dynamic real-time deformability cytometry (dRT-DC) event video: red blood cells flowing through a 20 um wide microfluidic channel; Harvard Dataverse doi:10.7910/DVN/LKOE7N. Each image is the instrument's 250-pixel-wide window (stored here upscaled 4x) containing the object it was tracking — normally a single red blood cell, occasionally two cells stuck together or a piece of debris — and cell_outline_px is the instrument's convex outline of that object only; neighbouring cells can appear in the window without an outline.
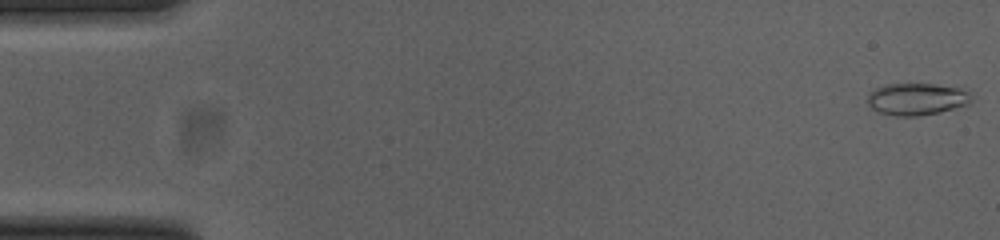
{"species": "common noctule bat (a hibernating species)", "species_latin": "Nyctalus noctula", "temperature_condition": "cold", "stored_images_in_passage": 52, "camera_frame_rate_fps": 3000, "um_per_image_px": 0.085, "animal": {"sex": "female", "body_mass_g": 23.0, "forearm_length_mm": 53.4}, "frame": {"image": 1, "passage_image": 1, "time_ms": 0.0, "image_size_px": [1000, 240], "cell_outline_px": [[972, 100], [968, 104], [920, 116], [896, 116], [880, 112], [872, 108], [868, 104], [868, 96], [876, 88], [888, 84], [932, 84], [960, 88], [968, 92], [972, 96]], "centroid_in_image_um": [77.92, 8.42], "position_along_channel_um": 7.1, "area_um2": 19.02}}
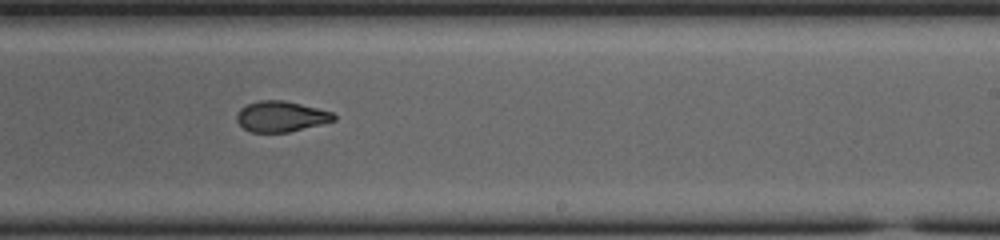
{"frame": {"image": 2, "passage_image": 32, "time_ms": 10.333, "image_size_px": [1000, 240], "cell_outline_px": [[336, 120], [288, 132], [248, 132], [236, 120], [236, 116], [240, 108], [248, 104], [260, 100], [284, 100], [332, 112], [336, 116]], "centroid_in_image_um": [23.86, 9.9], "position_along_channel_um": 265.1, "area_um2": 17.17}}
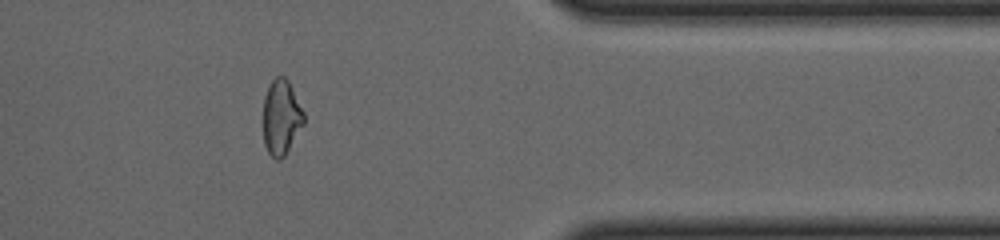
{"frame": {"image": 3, "passage_image": 43, "time_ms": 14.0, "image_size_px": [1000, 240], "cell_outline_px": [[304, 124], [284, 156], [280, 160], [276, 160], [268, 152], [264, 144], [264, 96], [268, 84], [276, 76], [284, 76], [288, 80], [304, 112]], "centroid_in_image_um": [23.9, 9.95], "position_along_channel_um": 387.5, "area_um2": 17.74}, "authors_computed_cell_mechanics": {"area_um2": 18.3515, "velocity_mm_per_s": 3.8751, "shape_relaxation_time_tau1_ms": 6.3702, "shape_relaxation_time_tau2_ms": 1.9147, "deformation_change_tau1": 0.2064, "deformation_change_tau2": 0.0808}}